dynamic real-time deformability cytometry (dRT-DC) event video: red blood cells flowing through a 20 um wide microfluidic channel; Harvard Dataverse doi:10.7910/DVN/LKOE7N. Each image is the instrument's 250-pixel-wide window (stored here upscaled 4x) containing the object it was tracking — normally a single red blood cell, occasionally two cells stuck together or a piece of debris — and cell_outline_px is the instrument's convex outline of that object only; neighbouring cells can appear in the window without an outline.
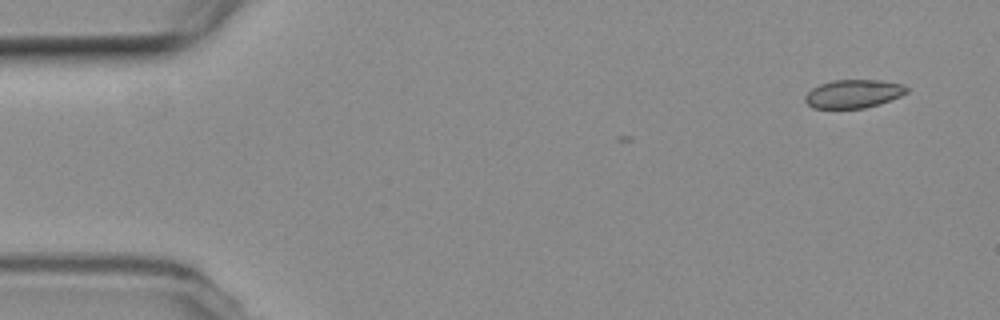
{"species": "common noctule bat (a hibernating species)", "species_latin": "Nyctalus noctula", "temperature_condition": "room temperature", "stored_images_in_passage": 3, "camera_frame_rate_fps": 3000, "um_per_image_px": 0.085, "animal": {"sex": "female", "body_mass_g": 19.3, "forearm_length_mm": 54.1}, "frame": {"image": 1, "passage_image": 1, "time_ms": 0.0, "image_size_px": [1000, 320], "cell_outline_px": [[908, 92], [900, 96], [880, 104], [864, 108], [812, 108], [804, 100], [804, 96], [812, 88], [820, 84], [832, 80], [880, 80], [904, 84], [908, 88]], "centroid_in_image_um": [72.55, 7.97], "position_along_channel_um": 12.5, "area_um2": 16.88}}